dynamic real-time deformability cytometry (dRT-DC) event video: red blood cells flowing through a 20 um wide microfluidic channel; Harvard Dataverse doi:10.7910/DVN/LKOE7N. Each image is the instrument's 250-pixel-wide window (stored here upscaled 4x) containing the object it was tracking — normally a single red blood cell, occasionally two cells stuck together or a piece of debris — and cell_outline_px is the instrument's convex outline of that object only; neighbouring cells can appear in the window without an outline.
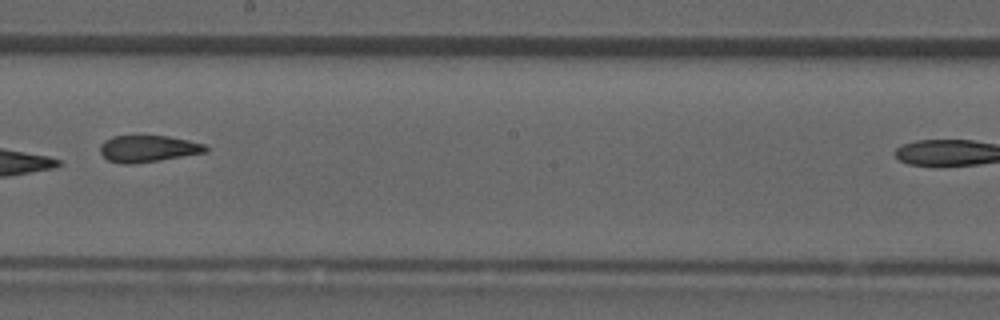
{"species": "common noctule bat (a hibernating species)", "species_latin": "Nyctalus noctula", "temperature_condition": "room temperature", "stored_images_in_passage": 10, "segment_of_instrument_passage": [1, 2], "camera_frame_rate_fps": 3000, "um_per_image_px": 0.085, "animal": {"sex": "male", "forearm_length_mm": 52.5}, "frame": {"image": 1, "passage_image": 9, "time_ms": 2.667, "image_size_px": [1000, 320], "cell_outline_px": [[208, 152], [160, 160], [132, 164], [124, 164], [108, 160], [100, 152], [100, 144], [104, 140], [112, 136], [168, 136], [188, 140], [204, 144], [208, 148]], "centroid_in_image_um": [12.58, 12.64], "position_along_channel_um": 235.6, "area_um2": 16.42}}